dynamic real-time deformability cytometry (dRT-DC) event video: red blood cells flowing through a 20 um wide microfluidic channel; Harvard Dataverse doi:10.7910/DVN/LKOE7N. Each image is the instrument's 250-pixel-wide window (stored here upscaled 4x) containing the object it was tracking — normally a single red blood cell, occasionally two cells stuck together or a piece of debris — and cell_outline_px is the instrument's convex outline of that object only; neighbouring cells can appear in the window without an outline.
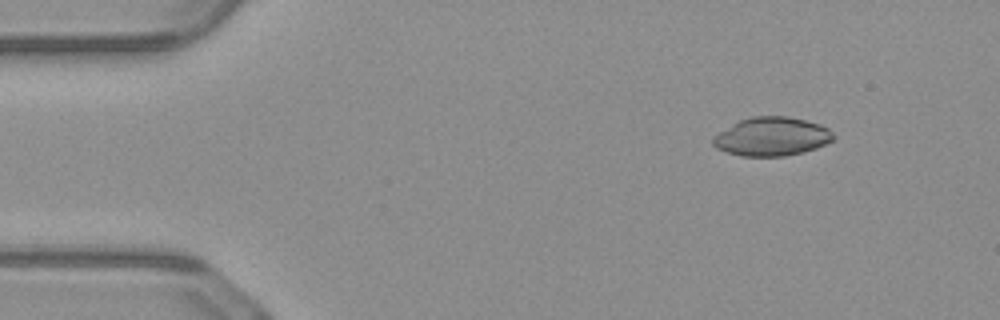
{"species": "common noctule bat (a hibernating species)", "species_latin": "Nyctalus noctula", "temperature_condition": "warm", "stored_images_in_passage": 50, "camera_frame_rate_fps": 3000, "um_per_image_px": 0.085, "animal": {"sex": "male", "body_mass_g": 23.1, "forearm_length_mm": 52.7}, "frame": {"image": 1, "passage_image": 6, "time_ms": 1.667, "image_size_px": [1000, 320], "cell_outline_px": [[836, 136], [832, 140], [816, 148], [804, 152], [784, 156], [740, 156], [716, 148], [712, 144], [712, 136], [732, 124], [740, 120], [752, 116], [788, 116], [820, 124], [828, 128]], "centroid_in_image_um": [65.59, 11.61], "position_along_channel_um": 19.4, "area_um2": 27.17}}
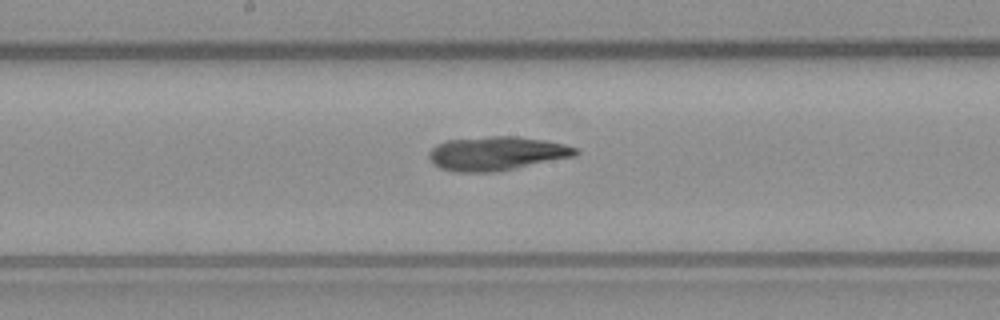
{"frame": {"image": 2, "passage_image": 26, "time_ms": 8.333, "image_size_px": [1000, 320], "cell_outline_px": [[580, 152], [576, 156], [496, 172], [452, 172], [440, 168], [432, 164], [428, 156], [428, 152], [436, 144], [448, 140], [488, 136], [516, 136], [544, 140], [564, 144], [576, 148]], "centroid_in_image_um": [42.18, 13.05], "position_along_channel_um": 206.0, "area_um2": 29.19}}
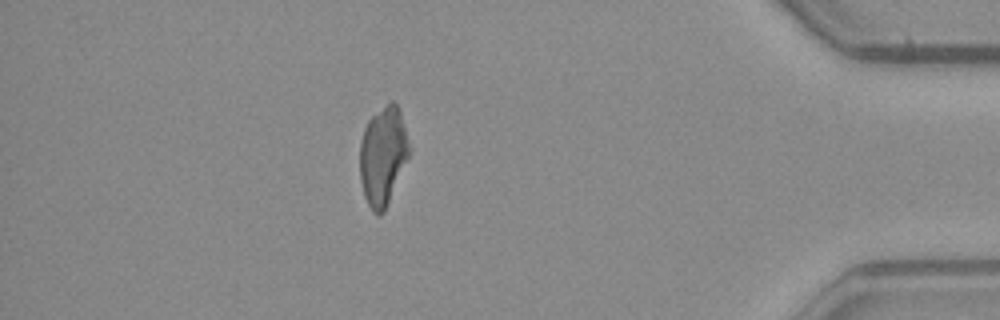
{"frame": {"image": 3, "passage_image": 44, "time_ms": 14.333, "image_size_px": [1000, 320], "cell_outline_px": [[412, 152], [384, 212], [380, 216], [376, 216], [372, 212], [364, 196], [360, 180], [360, 140], [364, 128], [368, 120], [372, 116], [392, 100], [396, 104], [400, 112], [412, 148]], "centroid_in_image_um": [32.57, 13.29], "position_along_channel_um": 402.6, "area_um2": 28.84}, "authors_computed_cell_mechanics": {"area_um2": 28.3509, "velocity_mm_per_s": 4.0956, "shape_relaxation_time_tau1_ms": null, "shape_relaxation_time_tau2_ms": 4.874, "deformation_change_tau1": null, "deformation_change_tau2": 0.1422}}